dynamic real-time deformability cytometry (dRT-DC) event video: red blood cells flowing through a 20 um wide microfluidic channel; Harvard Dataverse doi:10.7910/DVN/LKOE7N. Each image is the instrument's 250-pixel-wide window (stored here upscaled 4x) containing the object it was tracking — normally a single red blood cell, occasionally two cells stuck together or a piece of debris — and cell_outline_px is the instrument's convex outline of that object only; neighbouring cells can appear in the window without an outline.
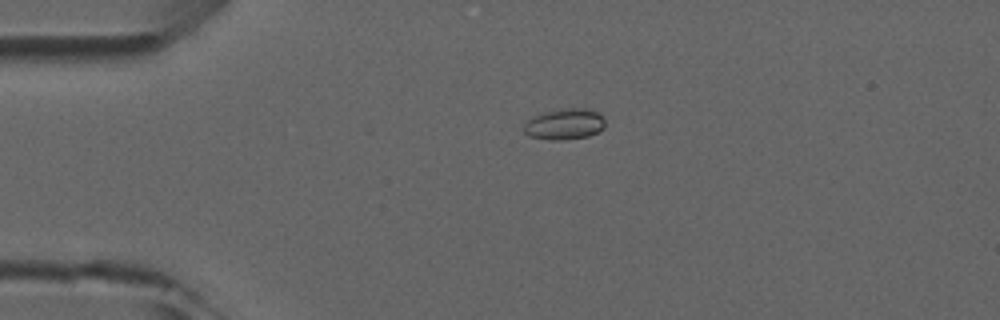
{"species": "common noctule bat (a hibernating species)", "species_latin": "Nyctalus noctula", "temperature_condition": "room temperature", "stored_images_in_passage": 5, "camera_frame_rate_fps": 3000, "um_per_image_px": 0.085, "animal": {"sex": "male", "forearm_length_mm": 52.5}, "frame": {"image": 1, "passage_image": 3, "time_ms": 3.0, "image_size_px": [1000, 320], "cell_outline_px": [[604, 128], [588, 136], [564, 140], [552, 140], [528, 136], [524, 132], [524, 124], [532, 116], [544, 112], [560, 108], [592, 108], [604, 120]], "centroid_in_image_um": [47.96, 10.54], "position_along_channel_um": 37.0, "area_um2": 14.74}}
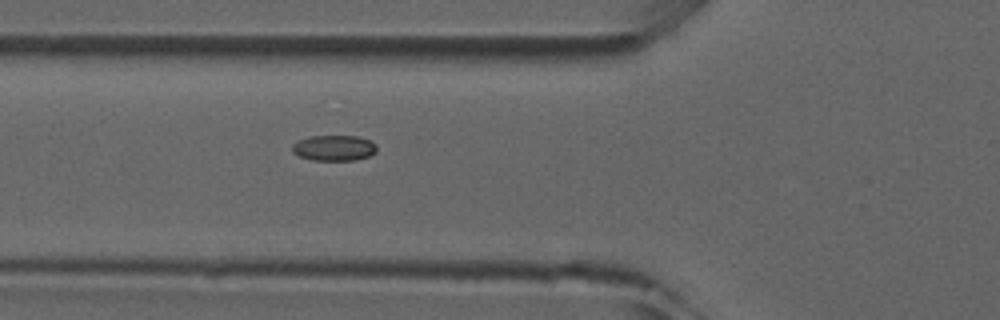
{"frame": {"image": 2, "passage_image": 5, "time_ms": 5.333, "image_size_px": [1000, 320], "cell_outline_px": [[376, 152], [368, 156], [356, 160], [312, 160], [300, 156], [292, 152], [292, 144], [300, 140], [312, 136], [360, 136], [376, 144]], "centroid_in_image_um": [28.4, 12.58], "position_along_channel_um": 97.4, "area_um2": 12.54}}